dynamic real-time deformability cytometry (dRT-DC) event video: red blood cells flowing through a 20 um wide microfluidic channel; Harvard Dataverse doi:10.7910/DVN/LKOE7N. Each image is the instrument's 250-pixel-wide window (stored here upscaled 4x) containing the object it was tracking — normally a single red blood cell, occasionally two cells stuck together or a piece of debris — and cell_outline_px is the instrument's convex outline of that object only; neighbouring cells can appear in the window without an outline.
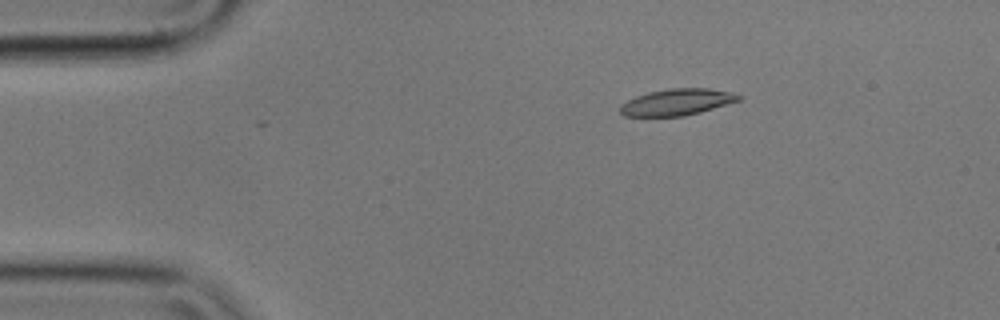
{"species": "common noctule bat (a hibernating species)", "species_latin": "Nyctalus noctula", "temperature_condition": "cold", "stored_images_in_passage": 4, "camera_frame_rate_fps": 3000, "um_per_image_px": 0.085, "animal": {"sex": "male", "body_mass_g": 17.9}, "frame": {"image": 1, "passage_image": 2, "time_ms": 0.333, "image_size_px": [1000, 320], "cell_outline_px": [[740, 100], [700, 112], [684, 116], [624, 116], [620, 112], [620, 104], [636, 96], [648, 92], [672, 88], [708, 88], [732, 92], [740, 96]], "centroid_in_image_um": [57.52, 8.68], "position_along_channel_um": 27.5, "area_um2": 18.15}}
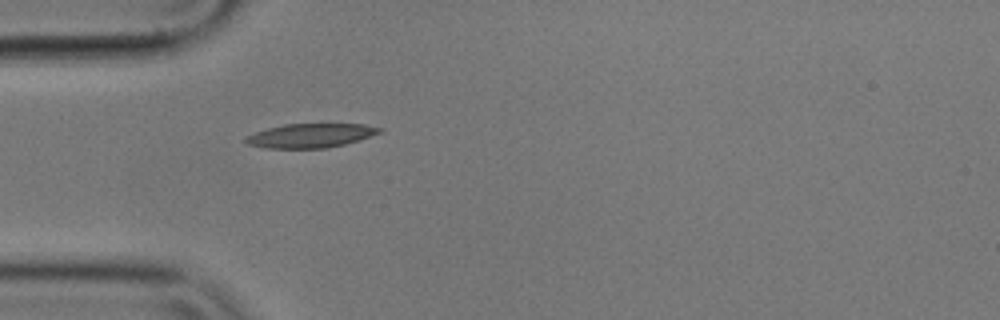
{"frame": {"image": 2, "passage_image": 4, "time_ms": 1.0, "image_size_px": [1000, 320], "cell_outline_px": [[380, 132], [344, 144], [324, 148], [264, 148], [248, 144], [244, 140], [244, 136], [268, 128], [284, 124], [364, 124], [380, 128]], "centroid_in_image_um": [26.3, 11.52], "position_along_channel_um": 58.7, "area_um2": 18.44}}